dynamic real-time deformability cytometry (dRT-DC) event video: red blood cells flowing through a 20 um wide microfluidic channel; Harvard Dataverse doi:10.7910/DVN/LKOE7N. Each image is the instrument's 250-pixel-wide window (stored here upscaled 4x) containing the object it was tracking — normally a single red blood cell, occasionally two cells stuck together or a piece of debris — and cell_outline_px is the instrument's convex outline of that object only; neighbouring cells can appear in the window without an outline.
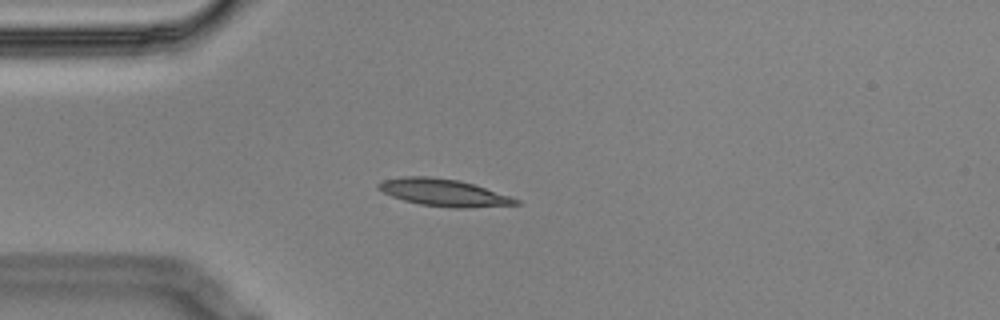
{"species": "Egyptian fruit bat (a non-hibernating species)", "species_latin": "Rousettus aegyptiacus", "temperature_condition": "cold", "stored_images_in_passage": 4, "camera_frame_rate_fps": 3000, "um_per_image_px": 0.085, "animal": {"sex": "male"}, "frame": {"image": 1, "passage_image": 4, "time_ms": 1.0, "image_size_px": [1000, 320], "cell_outline_px": [[520, 204], [468, 208], [452, 208], [420, 204], [404, 200], [392, 196], [376, 188], [376, 184], [384, 180], [404, 176], [428, 176], [460, 180], [520, 200]], "centroid_in_image_um": [37.67, 16.37], "position_along_channel_um": 47.3, "area_um2": 21.5}}